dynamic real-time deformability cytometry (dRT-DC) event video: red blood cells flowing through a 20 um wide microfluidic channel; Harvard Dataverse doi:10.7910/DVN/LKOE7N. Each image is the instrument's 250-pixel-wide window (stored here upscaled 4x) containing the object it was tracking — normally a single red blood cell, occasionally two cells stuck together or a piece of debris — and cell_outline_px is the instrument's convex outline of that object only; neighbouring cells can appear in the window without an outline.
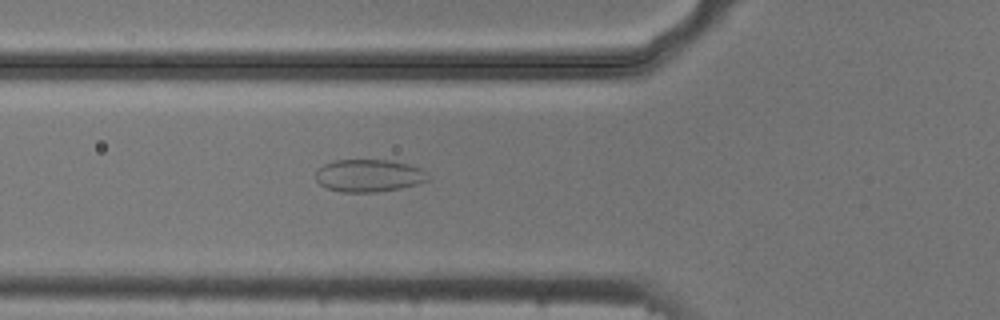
{"species": "common noctule bat (a hibernating species)", "species_latin": "Nyctalus noctula", "temperature_condition": "cold", "stored_images_in_passage": 52, "camera_frame_rate_fps": 3000, "um_per_image_px": 0.085, "animal": {"sex": "male", "body_mass_g": 20.5, "forearm_length_mm": 52.5}, "frame": {"image": 1, "passage_image": 18, "time_ms": 5.667, "image_size_px": [1000, 320], "cell_outline_px": [[428, 180], [416, 184], [400, 188], [376, 192], [340, 192], [328, 188], [320, 184], [316, 180], [316, 168], [332, 160], [388, 160], [408, 164], [420, 168], [428, 176]], "centroid_in_image_um": [31.3, 14.92], "position_along_channel_um": 94.5, "area_um2": 21.21}}
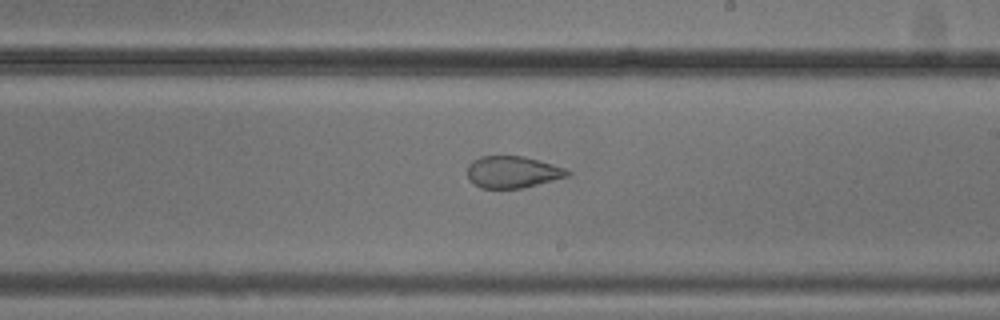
{"frame": {"image": 2, "passage_image": 30, "time_ms": 9.667, "image_size_px": [1000, 320], "cell_outline_px": [[572, 172], [568, 176], [524, 188], [480, 188], [468, 180], [468, 164], [472, 160], [480, 156], [524, 156], [552, 164], [564, 168]], "centroid_in_image_um": [43.54, 14.62], "position_along_channel_um": 245.5, "area_um2": 18.61}}
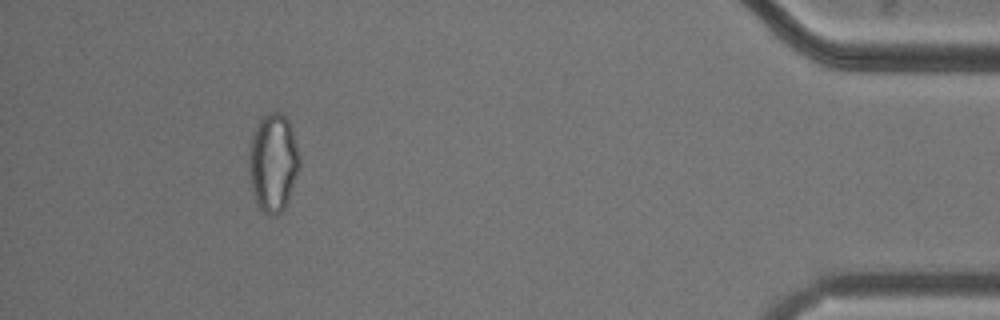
{"frame": {"image": 3, "passage_image": 48, "time_ms": 15.667, "image_size_px": [1000, 320], "cell_outline_px": [[300, 164], [288, 200], [284, 208], [276, 216], [268, 216], [260, 208], [256, 200], [252, 188], [248, 160], [248, 156], [252, 136], [260, 120], [268, 112], [280, 112], [288, 120], [292, 132], [300, 160]], "centroid_in_image_um": [23.21, 13.84], "position_along_channel_um": 412.0, "area_um2": 28.38}, "authors_computed_cell_mechanics": {"area_um2": 25.8366, "velocity_mm_per_s": 3.7576, "shape_relaxation_time_tau1_ms": null, "shape_relaxation_time_tau2_ms": 1.2741, "deformation_change_tau1": null, "deformation_change_tau2": 0.0579}}